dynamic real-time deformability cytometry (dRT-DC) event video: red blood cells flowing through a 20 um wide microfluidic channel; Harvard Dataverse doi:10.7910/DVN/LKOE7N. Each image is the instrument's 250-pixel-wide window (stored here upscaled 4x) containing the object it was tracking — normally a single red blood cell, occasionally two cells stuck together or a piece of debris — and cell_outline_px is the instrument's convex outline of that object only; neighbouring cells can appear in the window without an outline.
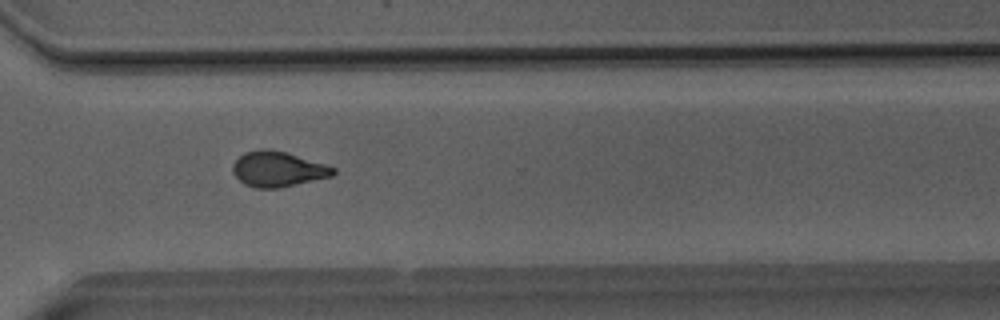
{"species": "Egyptian fruit bat (a non-hibernating species)", "species_latin": "Rousettus aegyptiacus", "temperature_condition": "room temperature", "stored_images_in_passage": 35, "camera_frame_rate_fps": 3000, "um_per_image_px": 0.085, "animal": {"sex": "male"}, "frame": {"image": 1, "passage_image": 22, "time_ms": 7.0, "image_size_px": [1000, 320], "cell_outline_px": [[336, 172], [332, 176], [280, 188], [256, 188], [244, 184], [232, 172], [232, 164], [244, 152], [260, 148], [268, 148], [284, 152], [324, 164], [336, 168]], "centroid_in_image_um": [23.59, 14.37], "position_along_channel_um": 347.0, "area_um2": 20.58}}
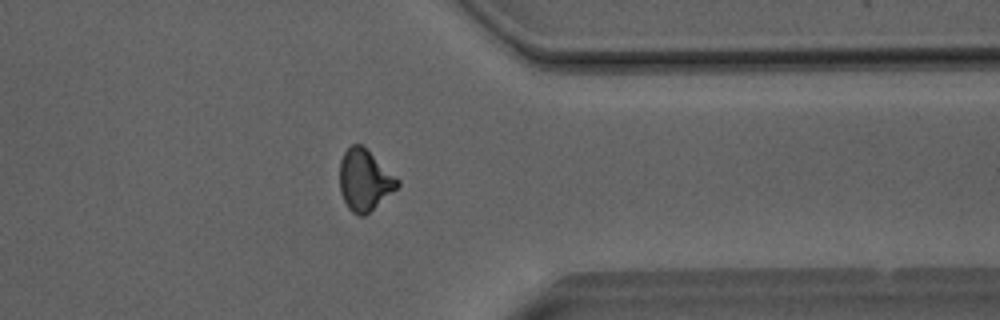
{"frame": {"image": 2, "passage_image": 25, "time_ms": 8.0, "image_size_px": [1000, 320], "cell_outline_px": [[400, 184], [396, 188], [364, 216], [360, 216], [352, 212], [348, 208], [340, 192], [340, 160], [344, 152], [352, 144], [360, 144], [400, 180]], "centroid_in_image_um": [30.96, 15.31], "position_along_channel_um": 380.4, "area_um2": 20.11}}
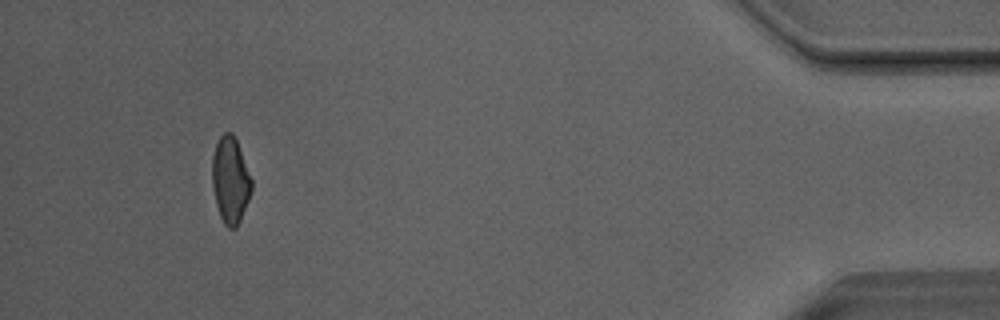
{"frame": {"image": 3, "passage_image": 32, "time_ms": 10.333, "image_size_px": [1000, 320], "cell_outline_px": [[252, 192], [240, 220], [236, 228], [228, 228], [224, 224], [220, 216], [216, 204], [212, 184], [212, 156], [216, 144], [220, 136], [224, 132], [232, 132], [236, 140], [252, 180]], "centroid_in_image_um": [19.57, 15.32], "position_along_channel_um": 415.6, "area_um2": 19.77}, "authors_computed_cell_mechanics": {"area_um2": 20.2878, "velocity_mm_per_s": 4.0694, "shape_relaxation_time_tau1_ms": 9.4488, "shape_relaxation_time_tau2_ms": 1.6878, "deformation_change_tau1": 0.2081, "deformation_change_tau2": 0.0562}}